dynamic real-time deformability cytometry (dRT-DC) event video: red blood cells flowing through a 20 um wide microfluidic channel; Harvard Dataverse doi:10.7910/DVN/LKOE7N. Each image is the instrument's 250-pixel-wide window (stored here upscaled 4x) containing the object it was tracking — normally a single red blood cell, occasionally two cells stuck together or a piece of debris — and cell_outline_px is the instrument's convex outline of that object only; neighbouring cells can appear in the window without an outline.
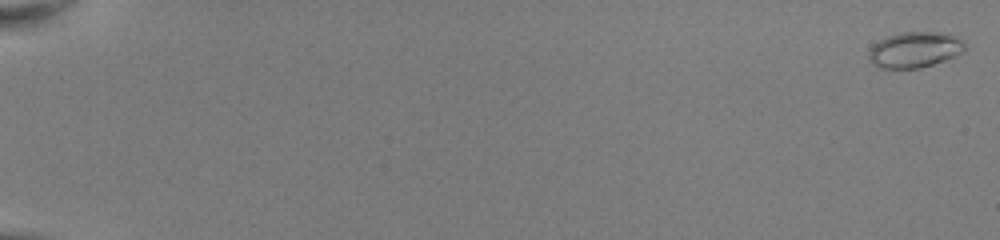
{"species": "common noctule bat (a hibernating species)", "species_latin": "Nyctalus noctula", "temperature_condition": "room temperature", "stored_images_in_passage": 8, "camera_frame_rate_fps": 3000, "um_per_image_px": 0.085, "animal": {"sex": "female", "body_mass_g": 22.0, "forearm_length_mm": 56.7}, "frame": {"image": 1, "passage_image": 1, "time_ms": 0.0, "image_size_px": [1000, 240], "cell_outline_px": [[964, 52], [956, 56], [920, 68], [880, 68], [872, 64], [868, 60], [868, 52], [872, 44], [888, 36], [900, 32], [948, 32], [964, 40]], "centroid_in_image_um": [77.75, 4.22], "position_along_channel_um": 7.3, "area_um2": 20.29}}